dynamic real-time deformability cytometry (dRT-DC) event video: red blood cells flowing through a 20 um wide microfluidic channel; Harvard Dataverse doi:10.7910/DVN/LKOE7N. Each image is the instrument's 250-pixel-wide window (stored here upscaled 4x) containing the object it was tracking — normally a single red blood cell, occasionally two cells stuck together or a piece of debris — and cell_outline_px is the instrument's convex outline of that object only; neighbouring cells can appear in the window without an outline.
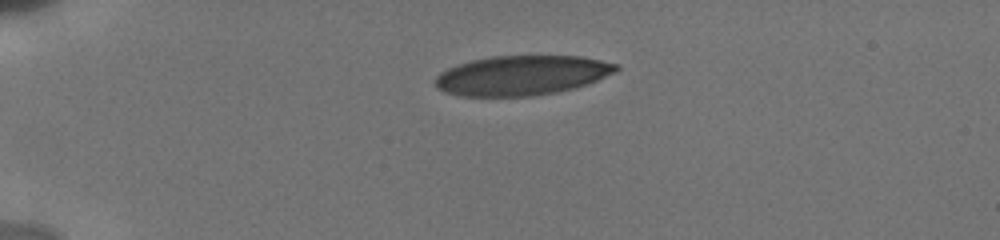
{"species": "human", "species_latin": "Homo sapiens", "temperature_condition": "cold", "stored_images_in_passage": 42, "camera_frame_rate_fps": 3000, "um_per_image_px": 0.085, "donor": {"sex": "male"}, "frame": {"image": 1, "passage_image": 1, "time_ms": 0.0, "image_size_px": [1000, 240], "cell_outline_px": [[620, 68], [616, 72], [588, 84], [556, 92], [532, 96], [460, 96], [444, 92], [436, 88], [432, 80], [440, 72], [456, 64], [472, 60], [492, 56], [580, 56], [620, 64]], "centroid_in_image_um": [44.32, 6.41], "position_along_channel_um": 40.7, "area_um2": 42.14}}
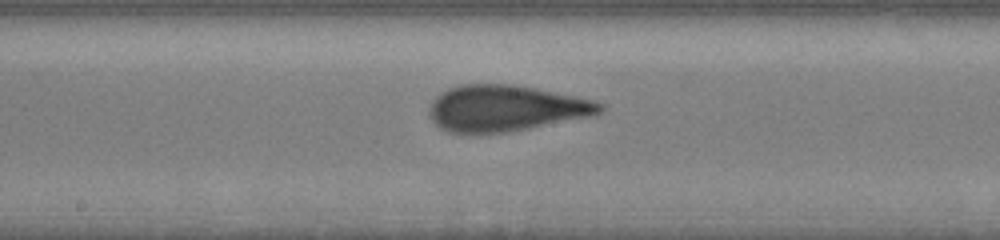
{"frame": {"image": 2, "passage_image": 18, "time_ms": 5.667, "image_size_px": [1000, 240], "cell_outline_px": [[604, 108], [600, 112], [592, 116], [508, 132], [448, 132], [440, 128], [428, 116], [428, 108], [432, 100], [440, 92], [448, 88], [460, 84], [508, 84], [536, 88], [596, 100], [604, 104]], "centroid_in_image_um": [42.97, 9.19], "position_along_channel_um": 205.2, "area_um2": 45.95}}
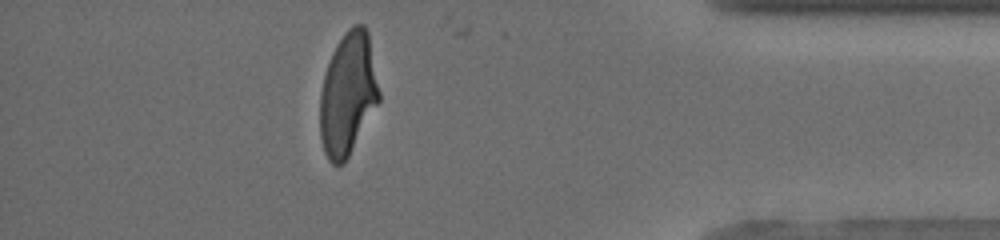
{"frame": {"image": 3, "passage_image": 36, "time_ms": 11.667, "image_size_px": [1000, 240], "cell_outline_px": [[380, 100], [344, 164], [332, 164], [328, 160], [324, 152], [320, 136], [320, 92], [324, 76], [332, 52], [336, 44], [344, 32], [352, 24], [364, 24], [368, 32], [380, 92]], "centroid_in_image_um": [29.57, 7.98], "position_along_channel_um": 405.6, "area_um2": 42.31}, "authors_computed_cell_mechanics": {"area_um2": 45.1418, "velocity_mm_per_s": 3.8484, "shape_relaxation_time_tau1_ms": 6.5058, "shape_relaxation_time_tau2_ms": 0.8568, "deformation_change_tau1": 0.2264, "deformation_change_tau2": 0.0674}}